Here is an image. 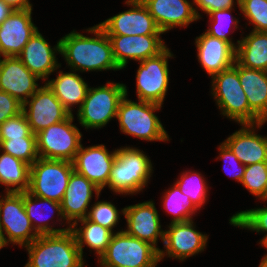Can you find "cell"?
Instances as JSON below:
<instances>
[{
	"label": "cell",
	"instance_id": "obj_1",
	"mask_svg": "<svg viewBox=\"0 0 267 267\" xmlns=\"http://www.w3.org/2000/svg\"><path fill=\"white\" fill-rule=\"evenodd\" d=\"M95 37L73 30L60 39V54L73 71L121 70L116 64L110 40L97 24L89 29Z\"/></svg>",
	"mask_w": 267,
	"mask_h": 267
},
{
	"label": "cell",
	"instance_id": "obj_2",
	"mask_svg": "<svg viewBox=\"0 0 267 267\" xmlns=\"http://www.w3.org/2000/svg\"><path fill=\"white\" fill-rule=\"evenodd\" d=\"M29 259L25 267H84V260L71 230L39 235L24 246Z\"/></svg>",
	"mask_w": 267,
	"mask_h": 267
},
{
	"label": "cell",
	"instance_id": "obj_3",
	"mask_svg": "<svg viewBox=\"0 0 267 267\" xmlns=\"http://www.w3.org/2000/svg\"><path fill=\"white\" fill-rule=\"evenodd\" d=\"M212 95L221 110V114L240 125L263 122L250 108L239 80L237 62L212 77Z\"/></svg>",
	"mask_w": 267,
	"mask_h": 267
},
{
	"label": "cell",
	"instance_id": "obj_4",
	"mask_svg": "<svg viewBox=\"0 0 267 267\" xmlns=\"http://www.w3.org/2000/svg\"><path fill=\"white\" fill-rule=\"evenodd\" d=\"M127 92L125 87V96L121 99L117 111L121 132L146 141H169L166 130L154 114L162 105L143 100H128Z\"/></svg>",
	"mask_w": 267,
	"mask_h": 267
},
{
	"label": "cell",
	"instance_id": "obj_5",
	"mask_svg": "<svg viewBox=\"0 0 267 267\" xmlns=\"http://www.w3.org/2000/svg\"><path fill=\"white\" fill-rule=\"evenodd\" d=\"M152 163L143 151L133 147L117 149L108 188L118 194H137L149 182Z\"/></svg>",
	"mask_w": 267,
	"mask_h": 267
},
{
	"label": "cell",
	"instance_id": "obj_6",
	"mask_svg": "<svg viewBox=\"0 0 267 267\" xmlns=\"http://www.w3.org/2000/svg\"><path fill=\"white\" fill-rule=\"evenodd\" d=\"M101 267H156L159 251L150 243L127 234H113L105 253L97 260Z\"/></svg>",
	"mask_w": 267,
	"mask_h": 267
},
{
	"label": "cell",
	"instance_id": "obj_7",
	"mask_svg": "<svg viewBox=\"0 0 267 267\" xmlns=\"http://www.w3.org/2000/svg\"><path fill=\"white\" fill-rule=\"evenodd\" d=\"M125 84L107 82L87 91L83 104L77 111L81 126L86 129L104 127L112 118H117L118 106L125 96Z\"/></svg>",
	"mask_w": 267,
	"mask_h": 267
},
{
	"label": "cell",
	"instance_id": "obj_8",
	"mask_svg": "<svg viewBox=\"0 0 267 267\" xmlns=\"http://www.w3.org/2000/svg\"><path fill=\"white\" fill-rule=\"evenodd\" d=\"M73 171L70 161L39 157L30 166L28 192L34 196L61 202Z\"/></svg>",
	"mask_w": 267,
	"mask_h": 267
},
{
	"label": "cell",
	"instance_id": "obj_9",
	"mask_svg": "<svg viewBox=\"0 0 267 267\" xmlns=\"http://www.w3.org/2000/svg\"><path fill=\"white\" fill-rule=\"evenodd\" d=\"M74 115L53 124L36 134L37 152L40 158L72 162L80 149L82 134L72 124Z\"/></svg>",
	"mask_w": 267,
	"mask_h": 267
},
{
	"label": "cell",
	"instance_id": "obj_10",
	"mask_svg": "<svg viewBox=\"0 0 267 267\" xmlns=\"http://www.w3.org/2000/svg\"><path fill=\"white\" fill-rule=\"evenodd\" d=\"M5 196L0 198V229L7 244L24 247L39 236L24 209V192H6Z\"/></svg>",
	"mask_w": 267,
	"mask_h": 267
},
{
	"label": "cell",
	"instance_id": "obj_11",
	"mask_svg": "<svg viewBox=\"0 0 267 267\" xmlns=\"http://www.w3.org/2000/svg\"><path fill=\"white\" fill-rule=\"evenodd\" d=\"M168 58H173L169 48L157 56L139 62L136 73L137 98L163 104L169 85Z\"/></svg>",
	"mask_w": 267,
	"mask_h": 267
},
{
	"label": "cell",
	"instance_id": "obj_12",
	"mask_svg": "<svg viewBox=\"0 0 267 267\" xmlns=\"http://www.w3.org/2000/svg\"><path fill=\"white\" fill-rule=\"evenodd\" d=\"M131 9L121 12L98 25L107 35H161L163 34L142 0H127Z\"/></svg>",
	"mask_w": 267,
	"mask_h": 267
},
{
	"label": "cell",
	"instance_id": "obj_13",
	"mask_svg": "<svg viewBox=\"0 0 267 267\" xmlns=\"http://www.w3.org/2000/svg\"><path fill=\"white\" fill-rule=\"evenodd\" d=\"M22 109L34 134L70 115L46 83L23 104Z\"/></svg>",
	"mask_w": 267,
	"mask_h": 267
},
{
	"label": "cell",
	"instance_id": "obj_14",
	"mask_svg": "<svg viewBox=\"0 0 267 267\" xmlns=\"http://www.w3.org/2000/svg\"><path fill=\"white\" fill-rule=\"evenodd\" d=\"M193 223V220H190L169 224L163 241L166 250L159 249V261H162L165 255L183 261L204 251L208 236L197 231Z\"/></svg>",
	"mask_w": 267,
	"mask_h": 267
},
{
	"label": "cell",
	"instance_id": "obj_15",
	"mask_svg": "<svg viewBox=\"0 0 267 267\" xmlns=\"http://www.w3.org/2000/svg\"><path fill=\"white\" fill-rule=\"evenodd\" d=\"M113 51V57L120 69L128 64V59L143 61L157 56L167 46L160 35H107Z\"/></svg>",
	"mask_w": 267,
	"mask_h": 267
},
{
	"label": "cell",
	"instance_id": "obj_16",
	"mask_svg": "<svg viewBox=\"0 0 267 267\" xmlns=\"http://www.w3.org/2000/svg\"><path fill=\"white\" fill-rule=\"evenodd\" d=\"M153 201L126 206L121 210L127 221L124 231L132 237L153 245L158 251V238L164 241L165 230L161 229L158 211Z\"/></svg>",
	"mask_w": 267,
	"mask_h": 267
},
{
	"label": "cell",
	"instance_id": "obj_17",
	"mask_svg": "<svg viewBox=\"0 0 267 267\" xmlns=\"http://www.w3.org/2000/svg\"><path fill=\"white\" fill-rule=\"evenodd\" d=\"M116 152H108L105 145L84 148L81 145L74 160V171L85 176L101 190L108 184L110 172L116 159Z\"/></svg>",
	"mask_w": 267,
	"mask_h": 267
},
{
	"label": "cell",
	"instance_id": "obj_18",
	"mask_svg": "<svg viewBox=\"0 0 267 267\" xmlns=\"http://www.w3.org/2000/svg\"><path fill=\"white\" fill-rule=\"evenodd\" d=\"M32 9H15L0 25V56L18 57L38 28L32 22Z\"/></svg>",
	"mask_w": 267,
	"mask_h": 267
},
{
	"label": "cell",
	"instance_id": "obj_19",
	"mask_svg": "<svg viewBox=\"0 0 267 267\" xmlns=\"http://www.w3.org/2000/svg\"><path fill=\"white\" fill-rule=\"evenodd\" d=\"M38 80L40 78L30 72L18 57L0 58V90L20 103L24 104L40 88Z\"/></svg>",
	"mask_w": 267,
	"mask_h": 267
},
{
	"label": "cell",
	"instance_id": "obj_20",
	"mask_svg": "<svg viewBox=\"0 0 267 267\" xmlns=\"http://www.w3.org/2000/svg\"><path fill=\"white\" fill-rule=\"evenodd\" d=\"M101 189L89 181L85 176L73 171L70 175L65 195L62 198L61 209L69 226L88 215V206L93 192L99 198ZM71 221H73L71 223Z\"/></svg>",
	"mask_w": 267,
	"mask_h": 267
},
{
	"label": "cell",
	"instance_id": "obj_21",
	"mask_svg": "<svg viewBox=\"0 0 267 267\" xmlns=\"http://www.w3.org/2000/svg\"><path fill=\"white\" fill-rule=\"evenodd\" d=\"M162 33L174 27H187L201 18L199 12L187 0H142Z\"/></svg>",
	"mask_w": 267,
	"mask_h": 267
},
{
	"label": "cell",
	"instance_id": "obj_22",
	"mask_svg": "<svg viewBox=\"0 0 267 267\" xmlns=\"http://www.w3.org/2000/svg\"><path fill=\"white\" fill-rule=\"evenodd\" d=\"M195 43L198 61L211 78L236 62V48L225 40L205 32L196 37Z\"/></svg>",
	"mask_w": 267,
	"mask_h": 267
},
{
	"label": "cell",
	"instance_id": "obj_23",
	"mask_svg": "<svg viewBox=\"0 0 267 267\" xmlns=\"http://www.w3.org/2000/svg\"><path fill=\"white\" fill-rule=\"evenodd\" d=\"M58 52L60 54V40L54 48H51L37 30L24 46L18 58L30 72L46 81L52 72L61 67L55 55Z\"/></svg>",
	"mask_w": 267,
	"mask_h": 267
},
{
	"label": "cell",
	"instance_id": "obj_24",
	"mask_svg": "<svg viewBox=\"0 0 267 267\" xmlns=\"http://www.w3.org/2000/svg\"><path fill=\"white\" fill-rule=\"evenodd\" d=\"M258 124H242V128L230 135L224 143L232 150L238 160L245 166L267 162V136L256 134Z\"/></svg>",
	"mask_w": 267,
	"mask_h": 267
},
{
	"label": "cell",
	"instance_id": "obj_25",
	"mask_svg": "<svg viewBox=\"0 0 267 267\" xmlns=\"http://www.w3.org/2000/svg\"><path fill=\"white\" fill-rule=\"evenodd\" d=\"M46 84L70 114H73V105L81 107L89 89L83 78L73 70L67 73L59 71L56 79L47 80Z\"/></svg>",
	"mask_w": 267,
	"mask_h": 267
},
{
	"label": "cell",
	"instance_id": "obj_26",
	"mask_svg": "<svg viewBox=\"0 0 267 267\" xmlns=\"http://www.w3.org/2000/svg\"><path fill=\"white\" fill-rule=\"evenodd\" d=\"M239 80L249 108L264 122L267 119V72L239 65Z\"/></svg>",
	"mask_w": 267,
	"mask_h": 267
},
{
	"label": "cell",
	"instance_id": "obj_27",
	"mask_svg": "<svg viewBox=\"0 0 267 267\" xmlns=\"http://www.w3.org/2000/svg\"><path fill=\"white\" fill-rule=\"evenodd\" d=\"M236 62L245 68L267 72V32L252 30L237 40Z\"/></svg>",
	"mask_w": 267,
	"mask_h": 267
},
{
	"label": "cell",
	"instance_id": "obj_28",
	"mask_svg": "<svg viewBox=\"0 0 267 267\" xmlns=\"http://www.w3.org/2000/svg\"><path fill=\"white\" fill-rule=\"evenodd\" d=\"M48 206L51 209H49L47 212L49 214L54 213V211H57V216H60L59 221H62L63 219L65 220L63 213H62V209H61V204L60 202H55L49 199H45V198H41L38 196H34L32 194H30L28 191L24 192V209L26 211V214L29 218V220L31 221L34 230L39 234V235H48V234H59V233H63L66 232L68 230L71 229V226L67 227V228H63V229H56L53 228L52 226H50L49 223V219H47L48 217H44L45 211H44V207L39 208V206ZM39 208V209H38ZM42 209V210H41ZM39 210V211H38ZM54 210V211H53ZM53 215V214H51ZM40 222V223H39Z\"/></svg>",
	"mask_w": 267,
	"mask_h": 267
},
{
	"label": "cell",
	"instance_id": "obj_29",
	"mask_svg": "<svg viewBox=\"0 0 267 267\" xmlns=\"http://www.w3.org/2000/svg\"><path fill=\"white\" fill-rule=\"evenodd\" d=\"M78 222L81 223L82 227L76 228ZM70 230L75 236L82 257L84 244L94 250L96 255H98V258L101 257L105 253L114 234L111 230L96 224L87 218L76 221L71 225Z\"/></svg>",
	"mask_w": 267,
	"mask_h": 267
},
{
	"label": "cell",
	"instance_id": "obj_30",
	"mask_svg": "<svg viewBox=\"0 0 267 267\" xmlns=\"http://www.w3.org/2000/svg\"><path fill=\"white\" fill-rule=\"evenodd\" d=\"M1 153L0 184L7 187L5 188L6 192H27L29 189L30 165L4 151Z\"/></svg>",
	"mask_w": 267,
	"mask_h": 267
},
{
	"label": "cell",
	"instance_id": "obj_31",
	"mask_svg": "<svg viewBox=\"0 0 267 267\" xmlns=\"http://www.w3.org/2000/svg\"><path fill=\"white\" fill-rule=\"evenodd\" d=\"M162 202L165 210L173 216L170 223L193 220L192 215L198 210L176 184L165 192Z\"/></svg>",
	"mask_w": 267,
	"mask_h": 267
},
{
	"label": "cell",
	"instance_id": "obj_32",
	"mask_svg": "<svg viewBox=\"0 0 267 267\" xmlns=\"http://www.w3.org/2000/svg\"><path fill=\"white\" fill-rule=\"evenodd\" d=\"M207 182L201 173L195 171H185L181 174L180 179L175 184L180 191L190 198L192 204L199 210L207 199Z\"/></svg>",
	"mask_w": 267,
	"mask_h": 267
},
{
	"label": "cell",
	"instance_id": "obj_33",
	"mask_svg": "<svg viewBox=\"0 0 267 267\" xmlns=\"http://www.w3.org/2000/svg\"><path fill=\"white\" fill-rule=\"evenodd\" d=\"M18 158L30 166L39 158L36 138L0 140V151Z\"/></svg>",
	"mask_w": 267,
	"mask_h": 267
},
{
	"label": "cell",
	"instance_id": "obj_34",
	"mask_svg": "<svg viewBox=\"0 0 267 267\" xmlns=\"http://www.w3.org/2000/svg\"><path fill=\"white\" fill-rule=\"evenodd\" d=\"M252 195L264 199L267 193V162L246 166L240 182Z\"/></svg>",
	"mask_w": 267,
	"mask_h": 267
},
{
	"label": "cell",
	"instance_id": "obj_35",
	"mask_svg": "<svg viewBox=\"0 0 267 267\" xmlns=\"http://www.w3.org/2000/svg\"><path fill=\"white\" fill-rule=\"evenodd\" d=\"M230 224L241 229H248L256 232H267V207L249 209L234 214ZM267 235V234H266Z\"/></svg>",
	"mask_w": 267,
	"mask_h": 267
},
{
	"label": "cell",
	"instance_id": "obj_36",
	"mask_svg": "<svg viewBox=\"0 0 267 267\" xmlns=\"http://www.w3.org/2000/svg\"><path fill=\"white\" fill-rule=\"evenodd\" d=\"M238 7L254 25L253 31L267 32V0H239Z\"/></svg>",
	"mask_w": 267,
	"mask_h": 267
},
{
	"label": "cell",
	"instance_id": "obj_37",
	"mask_svg": "<svg viewBox=\"0 0 267 267\" xmlns=\"http://www.w3.org/2000/svg\"><path fill=\"white\" fill-rule=\"evenodd\" d=\"M232 11L231 9L226 10H218L213 11L209 14V19L212 21V26H209L208 29L205 31L207 34L216 37L218 39L225 40L229 43H231L235 48H237V45L232 42V39H229L228 31L226 28L231 27L234 25V28H238V19H235L236 17H232L230 14ZM233 24V25H232ZM228 26V27H227Z\"/></svg>",
	"mask_w": 267,
	"mask_h": 267
},
{
	"label": "cell",
	"instance_id": "obj_38",
	"mask_svg": "<svg viewBox=\"0 0 267 267\" xmlns=\"http://www.w3.org/2000/svg\"><path fill=\"white\" fill-rule=\"evenodd\" d=\"M87 219L99 224L113 232V228L117 225L119 213L114 204L107 201H98L89 208Z\"/></svg>",
	"mask_w": 267,
	"mask_h": 267
},
{
	"label": "cell",
	"instance_id": "obj_39",
	"mask_svg": "<svg viewBox=\"0 0 267 267\" xmlns=\"http://www.w3.org/2000/svg\"><path fill=\"white\" fill-rule=\"evenodd\" d=\"M11 138H36L23 111L0 125V140Z\"/></svg>",
	"mask_w": 267,
	"mask_h": 267
},
{
	"label": "cell",
	"instance_id": "obj_40",
	"mask_svg": "<svg viewBox=\"0 0 267 267\" xmlns=\"http://www.w3.org/2000/svg\"><path fill=\"white\" fill-rule=\"evenodd\" d=\"M218 150L220 151V154H219V157H217L216 159L221 158V159L225 160L227 163L226 162H224V163L230 165L232 171H234V173L233 172H232V174L228 173V175H230V177L235 179L236 181L241 182L246 166L243 165L238 160L236 155L232 152V150L224 142H222L219 145ZM223 169H224V172H227L225 167H223Z\"/></svg>",
	"mask_w": 267,
	"mask_h": 267
},
{
	"label": "cell",
	"instance_id": "obj_41",
	"mask_svg": "<svg viewBox=\"0 0 267 267\" xmlns=\"http://www.w3.org/2000/svg\"><path fill=\"white\" fill-rule=\"evenodd\" d=\"M23 104L8 93L0 90V125L8 118L22 112Z\"/></svg>",
	"mask_w": 267,
	"mask_h": 267
},
{
	"label": "cell",
	"instance_id": "obj_42",
	"mask_svg": "<svg viewBox=\"0 0 267 267\" xmlns=\"http://www.w3.org/2000/svg\"><path fill=\"white\" fill-rule=\"evenodd\" d=\"M193 3L209 15L213 11L231 9L236 2L234 0H193Z\"/></svg>",
	"mask_w": 267,
	"mask_h": 267
},
{
	"label": "cell",
	"instance_id": "obj_43",
	"mask_svg": "<svg viewBox=\"0 0 267 267\" xmlns=\"http://www.w3.org/2000/svg\"><path fill=\"white\" fill-rule=\"evenodd\" d=\"M14 10L15 9L4 0H0V25L14 12Z\"/></svg>",
	"mask_w": 267,
	"mask_h": 267
},
{
	"label": "cell",
	"instance_id": "obj_44",
	"mask_svg": "<svg viewBox=\"0 0 267 267\" xmlns=\"http://www.w3.org/2000/svg\"><path fill=\"white\" fill-rule=\"evenodd\" d=\"M7 4L14 9H32V4L29 0H4Z\"/></svg>",
	"mask_w": 267,
	"mask_h": 267
},
{
	"label": "cell",
	"instance_id": "obj_45",
	"mask_svg": "<svg viewBox=\"0 0 267 267\" xmlns=\"http://www.w3.org/2000/svg\"><path fill=\"white\" fill-rule=\"evenodd\" d=\"M8 244L5 242L4 236H3V232L0 229V249H2L3 247L7 246Z\"/></svg>",
	"mask_w": 267,
	"mask_h": 267
},
{
	"label": "cell",
	"instance_id": "obj_46",
	"mask_svg": "<svg viewBox=\"0 0 267 267\" xmlns=\"http://www.w3.org/2000/svg\"><path fill=\"white\" fill-rule=\"evenodd\" d=\"M259 244H261V246H264L267 249V235H265L263 239L260 240ZM265 257H267V254L265 255Z\"/></svg>",
	"mask_w": 267,
	"mask_h": 267
},
{
	"label": "cell",
	"instance_id": "obj_47",
	"mask_svg": "<svg viewBox=\"0 0 267 267\" xmlns=\"http://www.w3.org/2000/svg\"><path fill=\"white\" fill-rule=\"evenodd\" d=\"M259 267H267V257H263L262 259H261V262H260V264H259Z\"/></svg>",
	"mask_w": 267,
	"mask_h": 267
},
{
	"label": "cell",
	"instance_id": "obj_48",
	"mask_svg": "<svg viewBox=\"0 0 267 267\" xmlns=\"http://www.w3.org/2000/svg\"><path fill=\"white\" fill-rule=\"evenodd\" d=\"M267 200V193H266V197L263 199V201H266Z\"/></svg>",
	"mask_w": 267,
	"mask_h": 267
}]
</instances>
